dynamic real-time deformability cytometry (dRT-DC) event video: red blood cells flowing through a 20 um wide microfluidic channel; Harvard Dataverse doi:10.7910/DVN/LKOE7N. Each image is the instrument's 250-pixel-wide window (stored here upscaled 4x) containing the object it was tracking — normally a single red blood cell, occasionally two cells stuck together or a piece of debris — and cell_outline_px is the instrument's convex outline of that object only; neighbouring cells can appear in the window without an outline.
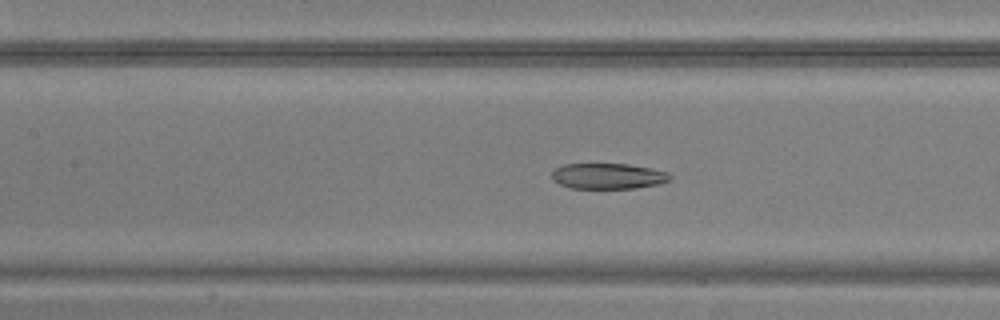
{"species": "common noctule bat (a hibernating species)", "species_latin": "Nyctalus noctula", "temperature_condition": "warm", "stored_images_in_passage": 44, "camera_frame_rate_fps": 3000, "um_per_image_px": 0.085, "animal": {"sex": "male", "body_mass_g": 20.5, "forearm_length_mm": 52.5}, "frame": {"image": 1, "passage_image": 22, "time_ms": 7.0, "image_size_px": [1000, 320], "cell_outline_px": [[672, 180], [656, 184], [636, 188], [572, 188], [560, 184], [552, 180], [552, 172], [556, 168], [564, 164], [628, 164], [652, 168], [668, 172], [672, 176]], "centroid_in_image_um": [51.71, 14.96], "position_along_channel_um": 155.7, "area_um2": 17.69}}
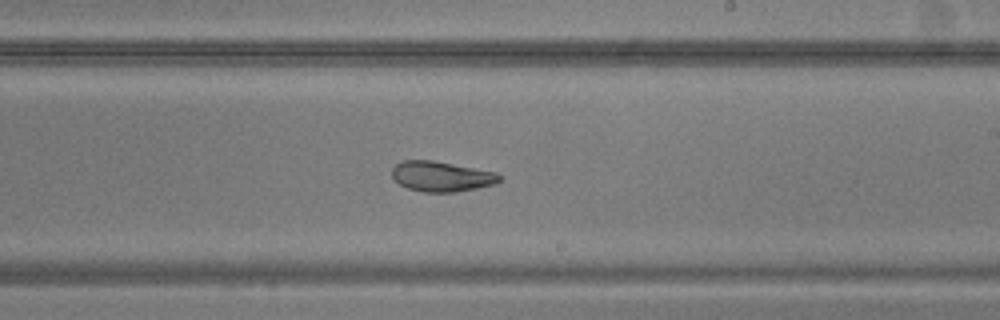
{"frame": {"image": 2, "passage_image": 29, "time_ms": 9.333, "image_size_px": [1000, 320], "cell_outline_px": [[500, 180], [496, 184], [456, 192], [424, 192], [408, 188], [400, 184], [392, 176], [392, 168], [400, 160], [432, 160], [496, 172], [500, 176]], "centroid_in_image_um": [37.51, 14.99], "position_along_channel_um": 251.5, "area_um2": 18.84}}
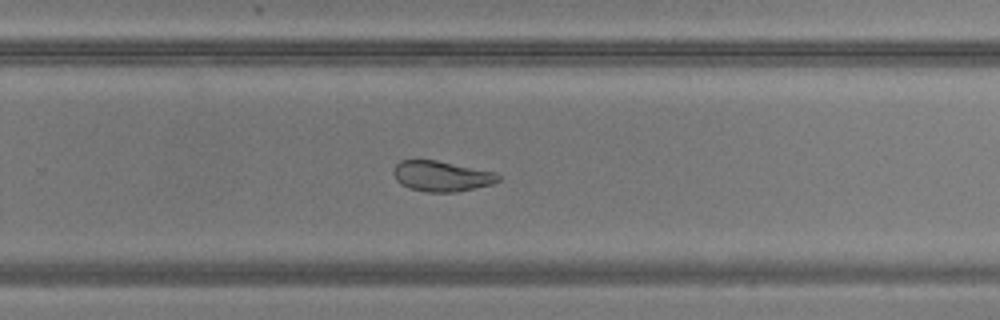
{"frame": {"image": 3, "passage_image": 32, "time_ms": 10.333, "image_size_px": [1000, 320], "cell_outline_px": [[500, 180], [492, 184], [456, 192], [428, 192], [408, 188], [400, 184], [396, 180], [392, 172], [392, 168], [400, 160], [436, 160], [496, 172], [500, 176]], "centroid_in_image_um": [37.5, 14.97], "position_along_channel_um": 292.3, "area_um2": 18.73}}